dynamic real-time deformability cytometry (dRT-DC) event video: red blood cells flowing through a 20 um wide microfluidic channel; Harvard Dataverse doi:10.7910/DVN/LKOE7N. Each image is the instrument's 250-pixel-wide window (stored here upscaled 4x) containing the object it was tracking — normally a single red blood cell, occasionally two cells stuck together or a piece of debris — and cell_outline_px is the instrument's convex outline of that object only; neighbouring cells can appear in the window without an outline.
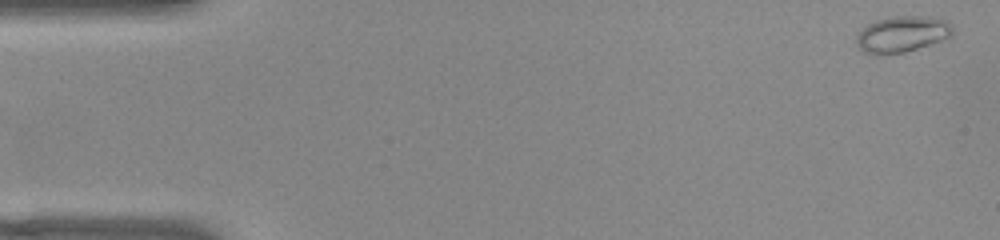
{"species": "common noctule bat (a hibernating species)", "species_latin": "Nyctalus noctula", "temperature_condition": "warm", "stored_images_in_passage": 51, "camera_frame_rate_fps": 3000, "um_per_image_px": 0.085, "animal": {"sex": "female", "body_mass_g": 22.0, "forearm_length_mm": 56.7}, "frame": {"image": 1, "passage_image": 1, "time_ms": 0.0, "image_size_px": [1000, 240], "cell_outline_px": [[952, 36], [904, 52], [880, 56], [864, 52], [856, 44], [856, 36], [868, 24], [876, 20], [892, 16], [924, 16], [948, 20], [952, 24]], "centroid_in_image_um": [76.66, 2.9], "position_along_channel_um": 8.3, "area_um2": 20.23}}
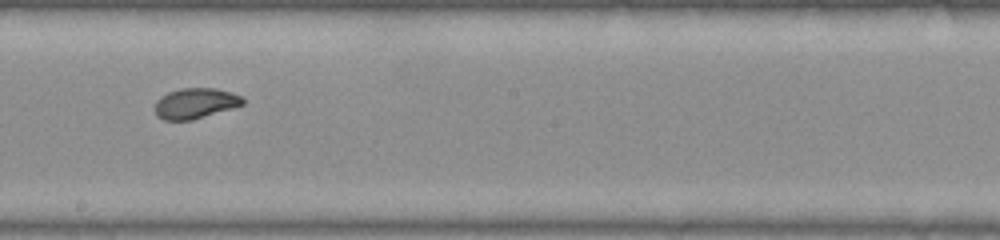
{"frame": {"image": 2, "passage_image": 28, "time_ms": 9.0, "image_size_px": [1000, 240], "cell_outline_px": [[244, 104], [232, 108], [192, 120], [164, 120], [156, 116], [156, 100], [160, 96], [168, 92], [180, 88], [216, 88], [232, 92], [244, 96]], "centroid_in_image_um": [16.62, 8.77], "position_along_channel_um": 231.6, "area_um2": 15.72}}
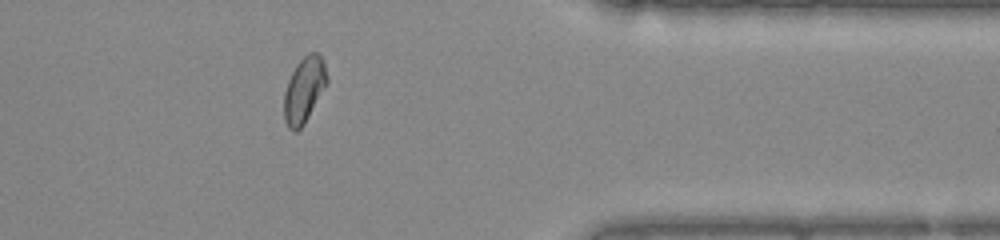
{"frame": {"image": 3, "passage_image": 41, "time_ms": 13.333, "image_size_px": [1000, 240], "cell_outline_px": [[328, 84], [304, 124], [296, 132], [292, 132], [288, 128], [284, 120], [284, 92], [288, 80], [296, 64], [308, 52], [316, 52], [324, 60], [328, 76]], "centroid_in_image_um": [25.86, 7.64], "position_along_channel_um": 385.5, "area_um2": 16.7}, "authors_computed_cell_mechanics": {"area_um2": 16.7042, "velocity_mm_per_s": 3.9762, "shape_relaxation_time_tau1_ms": 4.5324, "shape_relaxation_time_tau2_ms": 0.9195, "deformation_change_tau1": 0.1332, "deformation_change_tau2": 0.0421}}